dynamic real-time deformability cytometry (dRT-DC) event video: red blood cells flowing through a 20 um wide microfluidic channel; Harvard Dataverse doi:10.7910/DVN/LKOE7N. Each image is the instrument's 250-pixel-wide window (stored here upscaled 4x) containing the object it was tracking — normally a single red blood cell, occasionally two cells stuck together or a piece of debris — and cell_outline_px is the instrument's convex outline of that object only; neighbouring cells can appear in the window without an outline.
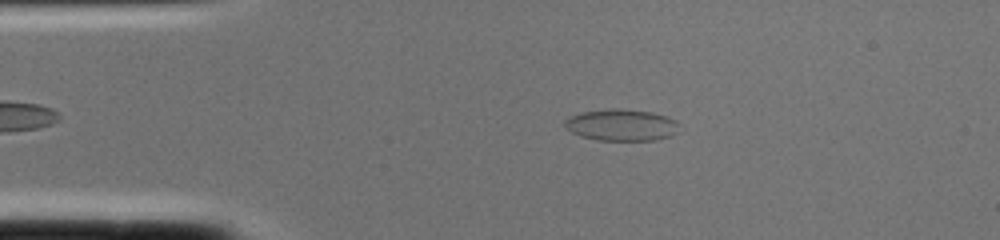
{"species": "common noctule bat (a hibernating species)", "species_latin": "Nyctalus noctula", "temperature_condition": "cold", "stored_images_in_passage": 2, "camera_frame_rate_fps": 3000, "um_per_image_px": 0.085, "animal": {"sex": "female", "body_mass_g": 22.0, "forearm_length_mm": 56.7}, "frame": {"image": 1, "passage_image": 2, "time_ms": 0.333, "image_size_px": [1000, 240], "cell_outline_px": [[680, 132], [672, 136], [656, 140], [596, 140], [580, 136], [564, 128], [564, 120], [568, 116], [584, 112], [608, 108], [620, 108], [652, 112], [668, 116], [676, 120], [680, 124]], "centroid_in_image_um": [52.86, 10.62], "position_along_channel_um": 32.1, "area_um2": 21.62}}